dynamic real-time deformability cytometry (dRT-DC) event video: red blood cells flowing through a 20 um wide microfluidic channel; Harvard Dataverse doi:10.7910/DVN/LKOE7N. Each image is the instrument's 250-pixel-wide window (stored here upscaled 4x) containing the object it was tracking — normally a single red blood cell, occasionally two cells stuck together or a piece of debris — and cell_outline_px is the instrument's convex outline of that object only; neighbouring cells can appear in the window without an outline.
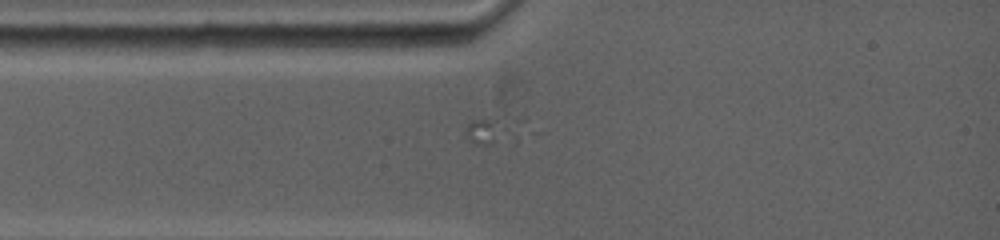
{"species": "common noctule bat (a hibernating species)", "species_latin": "Nyctalus noctula", "temperature_condition": "warm", "stored_images_in_passage": 3, "camera_frame_rate_fps": 5000, "um_per_image_px": 0.085, "animal": {"sex": "female", "body_mass_g": 19.0, "forearm_length_mm": 53.3}, "frame": {"image": 1, "passage_image": 1, "time_ms": 0.0, "image_size_px": [1000, 240], "cell_outline_px": [[536, 132], [516, 144], [476, 144], [468, 140], [464, 128], [468, 124], [476, 120], [524, 116], [528, 120]], "centroid_in_image_um": [42.45, 11.11], "position_along_channel_um": 42.6, "area_um2": 11.33}}